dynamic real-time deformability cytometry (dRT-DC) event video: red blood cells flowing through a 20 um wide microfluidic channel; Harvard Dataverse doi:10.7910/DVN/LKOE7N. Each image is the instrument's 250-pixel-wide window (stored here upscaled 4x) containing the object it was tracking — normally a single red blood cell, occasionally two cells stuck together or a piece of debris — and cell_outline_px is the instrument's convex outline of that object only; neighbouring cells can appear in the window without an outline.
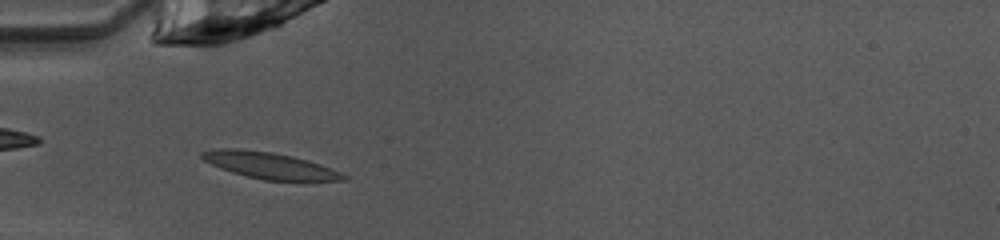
{"species": "common noctule bat (a hibernating species)", "species_latin": "Nyctalus noctula", "temperature_condition": "warm", "stored_images_in_passage": 35, "camera_frame_rate_fps": 3000, "um_per_image_px": 0.085, "animal": {"sex": "female", "body_mass_g": 10.0, "forearm_length_mm": 53.1}, "frame": {"image": 1, "passage_image": 2, "time_ms": 0.333, "image_size_px": [1000, 240], "cell_outline_px": [[348, 180], [264, 180], [232, 172], [220, 168], [204, 160], [200, 156], [200, 152], [216, 148], [236, 148], [272, 152], [292, 156], [308, 160], [320, 164], [340, 172], [348, 176]], "centroid_in_image_um": [22.89, 14.05], "position_along_channel_um": 62.1, "area_um2": 21.56}}
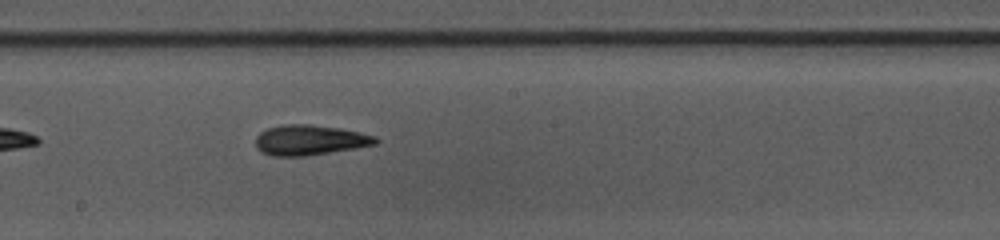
{"frame": {"image": 2, "passage_image": 14, "time_ms": 4.333, "image_size_px": [1000, 240], "cell_outline_px": [[380, 140], [376, 144], [304, 156], [272, 156], [260, 152], [256, 148], [256, 136], [260, 132], [268, 128], [284, 124], [308, 124], [340, 128], [360, 132], [376, 136]], "centroid_in_image_um": [26.3, 11.9], "position_along_channel_um": 221.9, "area_um2": 21.04}}
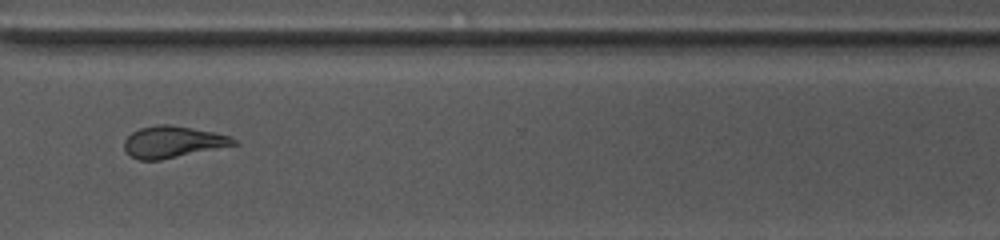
{"frame": {"image": 3, "passage_image": 24, "time_ms": 7.667, "image_size_px": [1000, 240], "cell_outline_px": [[240, 144], [160, 160], [140, 160], [132, 156], [124, 148], [124, 140], [132, 132], [140, 128], [156, 124], [168, 124], [192, 128], [232, 136], [240, 140]], "centroid_in_image_um": [14.74, 12.06], "position_along_channel_um": 355.9, "area_um2": 20.23}, "authors_computed_cell_mechanics": {"area_um2": 20.9236, "velocity_mm_per_s": 4.0356, "shape_relaxation_time_tau1_ms": 8.4173, "shape_relaxation_time_tau2_ms": 2.9733, "deformation_change_tau1": 0.2493, "deformation_change_tau2": 0.1277}}